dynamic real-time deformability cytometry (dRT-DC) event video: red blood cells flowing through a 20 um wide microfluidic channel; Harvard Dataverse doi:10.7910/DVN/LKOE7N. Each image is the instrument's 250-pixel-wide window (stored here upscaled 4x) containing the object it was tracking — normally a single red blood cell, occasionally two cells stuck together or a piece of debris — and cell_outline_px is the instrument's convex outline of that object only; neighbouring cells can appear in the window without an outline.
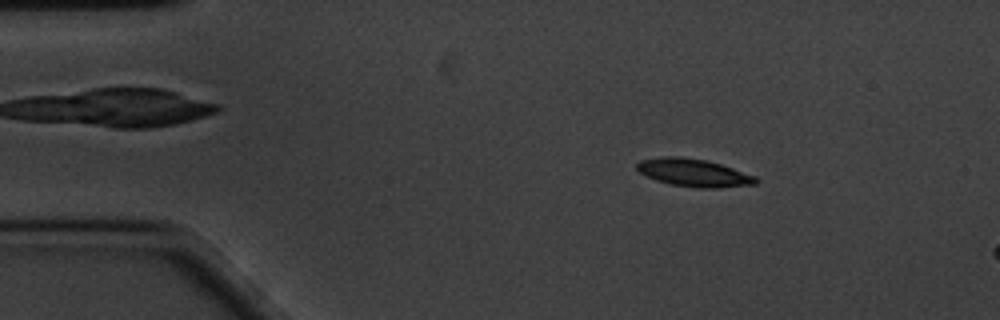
{"species": "common noctule bat (a hibernating species)", "species_latin": "Nyctalus noctula", "temperature_condition": "cold", "stored_images_in_passage": 13, "camera_frame_rate_fps": 3000, "um_per_image_px": 0.085, "animal": {"sex": "male", "body_mass_g": 20.1, "forearm_length_mm": 53.5}, "frame": {"image": 1, "passage_image": 4, "time_ms": 1.0, "image_size_px": [1000, 320], "cell_outline_px": [[760, 180], [756, 184], [716, 188], [700, 188], [672, 184], [656, 180], [640, 172], [636, 168], [636, 164], [640, 160], [664, 156], [680, 156], [708, 160], [756, 176]], "centroid_in_image_um": [58.99, 14.67], "position_along_channel_um": 26.0, "area_um2": 19.19}}